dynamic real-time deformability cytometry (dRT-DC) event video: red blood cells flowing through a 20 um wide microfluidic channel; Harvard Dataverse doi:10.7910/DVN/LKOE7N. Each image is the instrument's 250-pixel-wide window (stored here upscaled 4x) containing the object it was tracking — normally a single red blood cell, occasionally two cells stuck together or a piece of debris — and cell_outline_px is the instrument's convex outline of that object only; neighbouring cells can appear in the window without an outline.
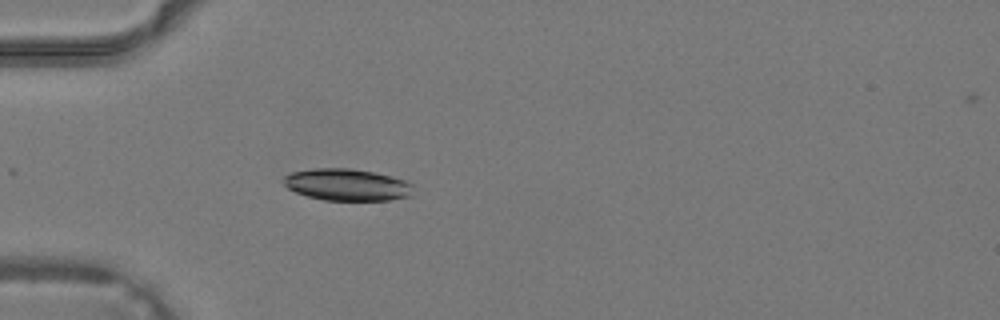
{"species": "common noctule bat (a hibernating species)", "species_latin": "Nyctalus noctula", "temperature_condition": "warm", "stored_images_in_passage": 16, "camera_frame_rate_fps": 3000, "um_per_image_px": 0.085, "animal": {"sex": "male", "body_mass_g": 19.2, "forearm_length_mm": 51.8}, "frame": {"image": 1, "passage_image": 6, "time_ms": 1.667, "image_size_px": [1000, 320], "cell_outline_px": [[412, 184], [408, 196], [388, 200], [324, 200], [308, 196], [296, 192], [288, 188], [284, 184], [284, 176], [292, 172], [312, 168], [348, 168], [376, 172], [408, 180]], "centroid_in_image_um": [29.48, 15.68], "position_along_channel_um": 55.5, "area_um2": 23.99}}
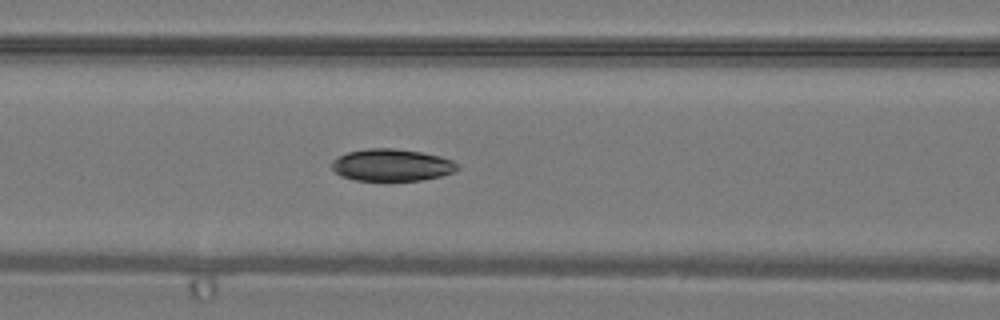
{"frame": {"image": 2, "passage_image": 11, "time_ms": 3.333, "image_size_px": [1000, 320], "cell_outline_px": [[460, 168], [456, 172], [440, 176], [420, 180], [356, 180], [340, 176], [332, 168], [332, 160], [348, 152], [368, 148], [392, 148], [420, 152], [440, 156], [452, 160]], "centroid_in_image_um": [33.31, 14.03], "position_along_channel_um": 133.3, "area_um2": 23.35}}
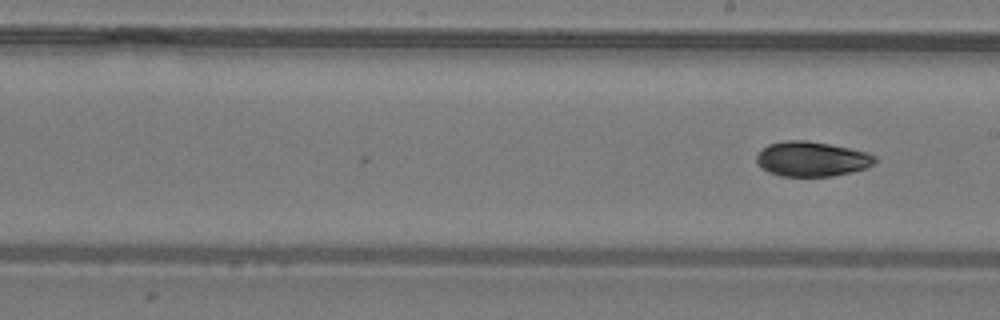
{"frame": {"image": 3, "passage_image": 16, "time_ms": 5.0, "image_size_px": [1000, 320], "cell_outline_px": [[876, 160], [872, 164], [864, 168], [852, 172], [832, 176], [780, 176], [768, 172], [760, 168], [756, 164], [756, 152], [768, 144], [784, 140], [808, 140], [868, 152], [876, 156]], "centroid_in_image_um": [68.93, 13.51], "position_along_channel_um": 220.1, "area_um2": 24.28}}